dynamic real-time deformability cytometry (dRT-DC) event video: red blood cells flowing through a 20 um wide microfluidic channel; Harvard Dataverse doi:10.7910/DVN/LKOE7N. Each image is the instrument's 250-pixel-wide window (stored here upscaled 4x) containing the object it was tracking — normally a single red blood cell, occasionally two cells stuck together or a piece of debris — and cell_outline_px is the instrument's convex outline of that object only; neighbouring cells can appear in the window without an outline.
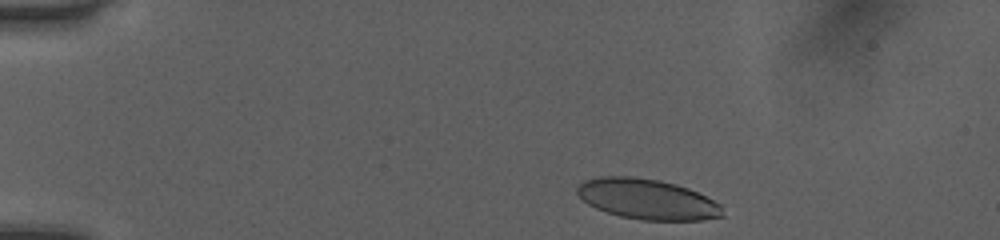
{"species": "human", "species_latin": "Homo sapiens", "temperature_condition": "room temperature", "stored_images_in_passage": 12, "camera_frame_rate_fps": 3000, "um_per_image_px": 0.085, "donor": {"sex": "female"}, "frame": {"image": 1, "passage_image": 1, "time_ms": 0.0, "image_size_px": [1000, 240], "cell_outline_px": [[724, 216], [704, 220], [640, 220], [620, 216], [596, 208], [588, 204], [576, 192], [576, 188], [584, 180], [600, 176], [632, 176], [660, 180], [676, 184], [688, 188], [720, 204]], "centroid_in_image_um": [55.0, 16.92], "position_along_channel_um": 30.0, "area_um2": 34.1}}
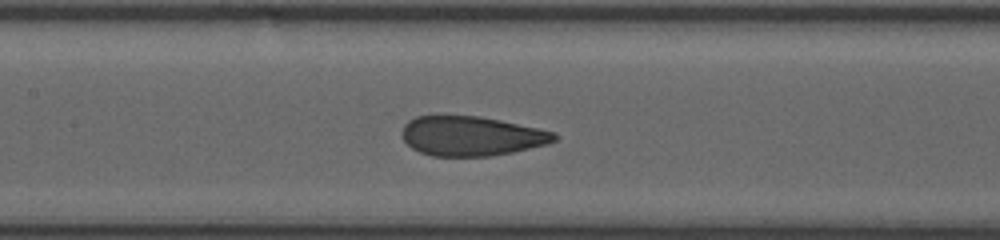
{"frame": {"image": 2, "passage_image": 8, "time_ms": 2.333, "image_size_px": [1000, 240], "cell_outline_px": [[556, 140], [548, 144], [512, 152], [492, 156], [432, 156], [420, 152], [412, 148], [400, 136], [400, 132], [404, 124], [408, 120], [416, 116], [480, 116], [500, 120], [556, 132]], "centroid_in_image_um": [40.04, 11.56], "position_along_channel_um": 167.4, "area_um2": 35.2}}
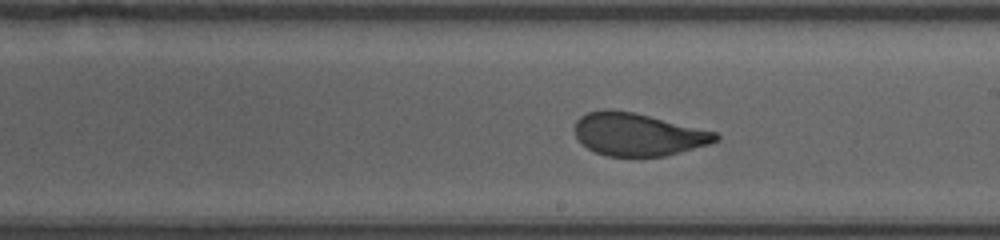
{"frame": {"image": 3, "passage_image": 11, "time_ms": 3.333, "image_size_px": [1000, 240], "cell_outline_px": [[720, 140], [708, 144], [680, 152], [664, 156], [608, 156], [596, 152], [580, 144], [576, 136], [576, 120], [580, 116], [588, 112], [612, 108], [632, 112], [716, 132], [720, 136]], "centroid_in_image_um": [54.2, 11.42], "position_along_channel_um": 234.8, "area_um2": 34.8}}